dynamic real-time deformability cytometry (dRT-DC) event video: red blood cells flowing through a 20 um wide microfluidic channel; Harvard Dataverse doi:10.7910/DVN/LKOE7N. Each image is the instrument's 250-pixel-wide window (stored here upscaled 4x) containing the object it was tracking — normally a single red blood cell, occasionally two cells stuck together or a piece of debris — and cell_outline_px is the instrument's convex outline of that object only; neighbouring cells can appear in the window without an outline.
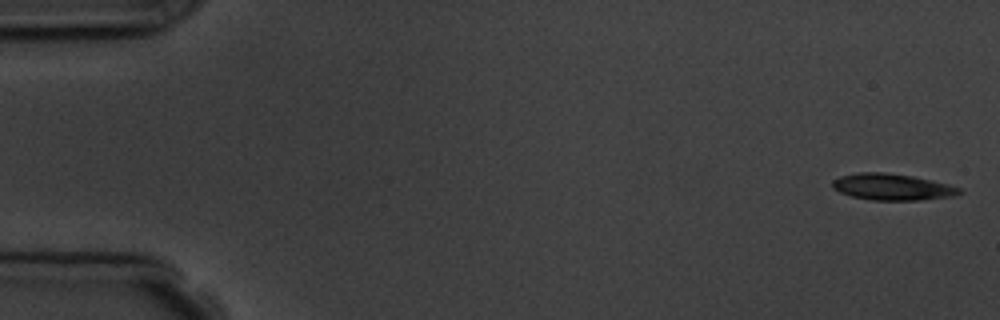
{"species": "common noctule bat (a hibernating species)", "species_latin": "Nyctalus noctula", "temperature_condition": "room temperature", "stored_images_in_passage": 5, "camera_frame_rate_fps": 3000, "um_per_image_px": 0.085, "animal": {"sex": "male", "body_mass_g": 19.5, "forearm_length_mm": 54.6}, "frame": {"image": 1, "passage_image": 1, "time_ms": 0.0, "image_size_px": [1000, 320], "cell_outline_px": [[964, 192], [956, 196], [920, 200], [872, 200], [852, 196], [840, 192], [832, 188], [832, 180], [840, 176], [856, 172], [884, 172], [912, 176], [948, 184], [960, 188]], "centroid_in_image_um": [75.84, 15.89], "position_along_channel_um": 9.2, "area_um2": 19.65}}
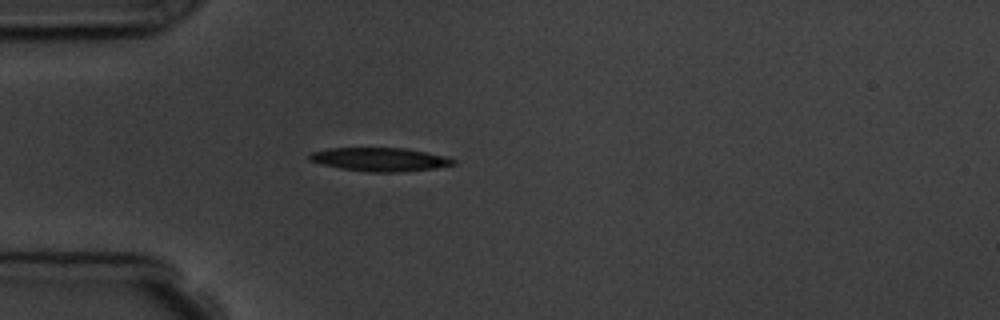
{"frame": {"image": 2, "passage_image": 5, "time_ms": 4.667, "image_size_px": [1000, 320], "cell_outline_px": [[456, 164], [436, 168], [400, 172], [372, 172], [340, 168], [308, 160], [308, 152], [328, 148], [408, 148], [444, 156], [456, 160]], "centroid_in_image_um": [32.28, 13.54], "position_along_channel_um": 52.7, "area_um2": 19.77}}